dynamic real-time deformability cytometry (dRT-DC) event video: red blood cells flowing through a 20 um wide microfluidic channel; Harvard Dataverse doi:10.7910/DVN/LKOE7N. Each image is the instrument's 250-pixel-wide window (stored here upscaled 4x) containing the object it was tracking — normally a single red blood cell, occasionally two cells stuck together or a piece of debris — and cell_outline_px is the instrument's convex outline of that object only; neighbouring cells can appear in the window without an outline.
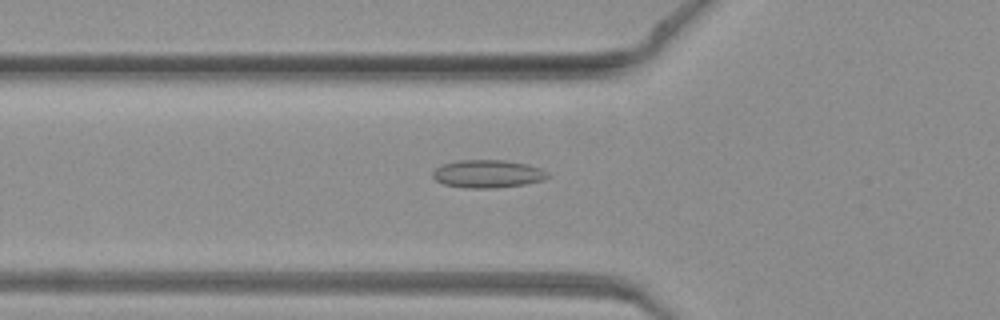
{"species": "common noctule bat (a hibernating species)", "species_latin": "Nyctalus noctula", "temperature_condition": "warm", "stored_images_in_passage": 50, "camera_frame_rate_fps": 3000, "um_per_image_px": 0.085, "animal": {"sex": "female", "body_mass_g": 19.3, "forearm_length_mm": 54.1}, "frame": {"image": 1, "passage_image": 18, "time_ms": 5.667, "image_size_px": [1000, 320], "cell_outline_px": [[548, 176], [544, 180], [524, 184], [496, 188], [464, 188], [444, 184], [436, 180], [432, 176], [432, 172], [440, 164], [456, 160], [504, 160], [528, 164], [540, 168], [548, 172]], "centroid_in_image_um": [41.43, 14.77], "position_along_channel_um": 84.4, "area_um2": 18.84}}
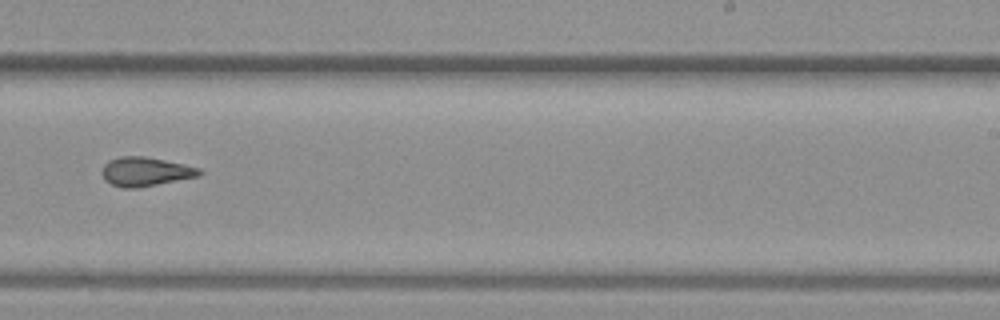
{"frame": {"image": 2, "passage_image": 32, "time_ms": 10.333, "image_size_px": [1000, 320], "cell_outline_px": [[204, 172], [200, 176], [136, 188], [124, 188], [112, 184], [104, 180], [100, 172], [104, 164], [108, 160], [120, 156], [144, 156], [184, 164], [200, 168]], "centroid_in_image_um": [12.35, 14.58], "position_along_channel_um": 276.7, "area_um2": 16.59}}
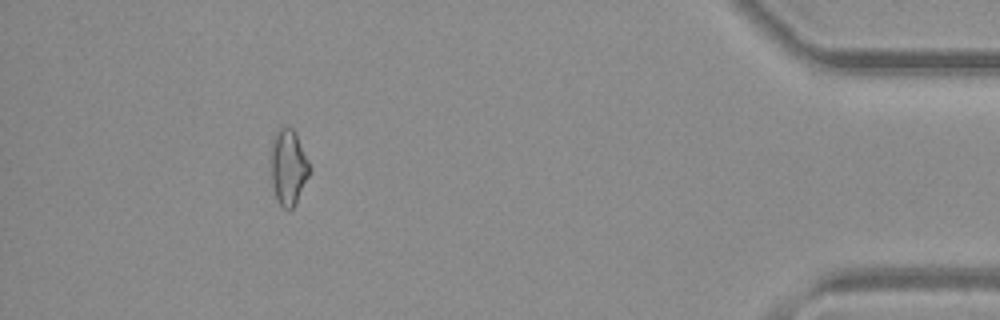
{"frame": {"image": 3, "passage_image": 46, "time_ms": 15.0, "image_size_px": [1000, 320], "cell_outline_px": [[308, 176], [296, 204], [288, 212], [276, 200], [272, 180], [272, 140], [276, 128], [288, 124], [296, 132], [308, 160]], "centroid_in_image_um": [24.5, 14.17], "position_along_channel_um": 410.7, "area_um2": 16.99}}